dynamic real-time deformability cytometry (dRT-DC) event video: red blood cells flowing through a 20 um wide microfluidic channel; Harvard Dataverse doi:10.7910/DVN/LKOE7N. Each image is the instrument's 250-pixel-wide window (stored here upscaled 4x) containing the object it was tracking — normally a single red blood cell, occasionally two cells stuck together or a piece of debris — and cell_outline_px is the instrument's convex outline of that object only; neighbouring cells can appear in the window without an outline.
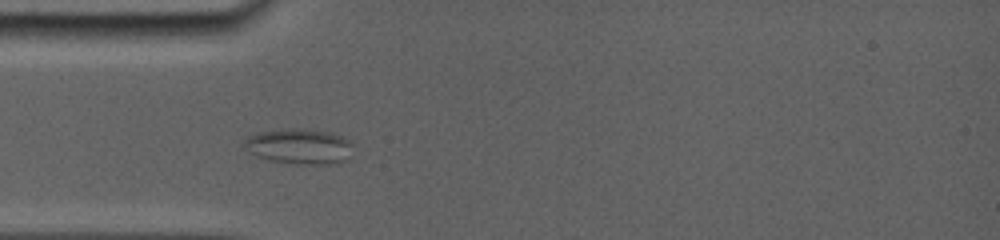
{"species": "common noctule bat (a hibernating species)", "species_latin": "Nyctalus noctula", "temperature_condition": "room temperature", "stored_images_in_passage": 10, "camera_frame_rate_fps": 5000, "um_per_image_px": 0.085, "animal": {"sex": "female", "body_mass_g": 19.0, "forearm_length_mm": 56.7}, "frame": {"image": 1, "passage_image": 4, "time_ms": 2.0, "image_size_px": [1000, 240], "cell_outline_px": [[352, 144], [348, 160], [332, 164], [292, 164], [272, 160], [256, 156], [248, 152], [244, 148], [244, 140], [248, 136], [260, 132], [288, 128], [300, 128], [332, 132], [344, 136]], "centroid_in_image_um": [25.45, 12.44], "position_along_channel_um": 59.5, "area_um2": 22.66}}
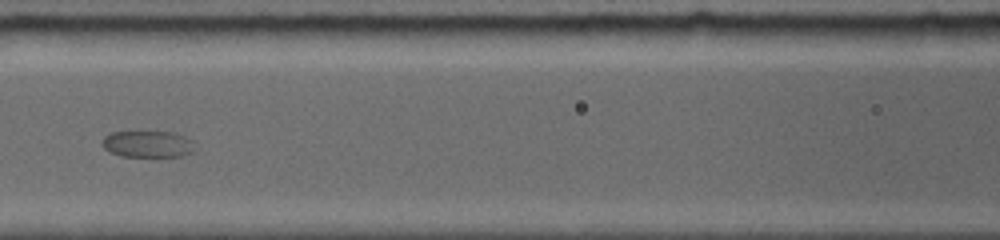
{"frame": {"image": 2, "passage_image": 7, "time_ms": 4.6, "image_size_px": [1000, 240], "cell_outline_px": [[196, 152], [180, 156], [120, 156], [108, 152], [100, 144], [100, 140], [104, 136], [112, 132], [172, 132], [196, 140]], "centroid_in_image_um": [12.59, 12.25], "position_along_channel_um": 154.0, "area_um2": 14.8}}
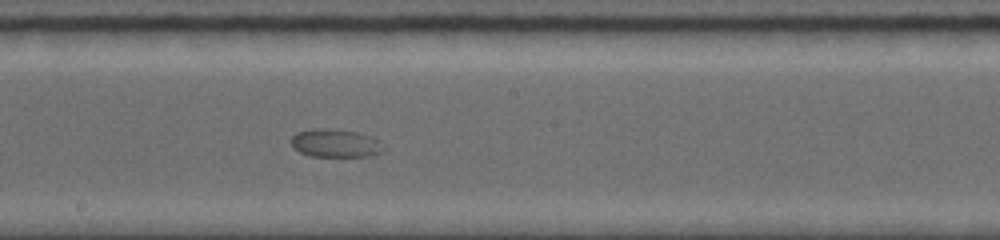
{"frame": {"image": 3, "passage_image": 9, "time_ms": 6.4, "image_size_px": [1000, 240], "cell_outline_px": [[384, 148], [380, 152], [368, 156], [308, 156], [292, 148], [292, 136], [296, 132], [316, 128], [328, 128], [356, 132], [372, 136]], "centroid_in_image_um": [28.45, 12.17], "position_along_channel_um": 219.7, "area_um2": 15.03}}